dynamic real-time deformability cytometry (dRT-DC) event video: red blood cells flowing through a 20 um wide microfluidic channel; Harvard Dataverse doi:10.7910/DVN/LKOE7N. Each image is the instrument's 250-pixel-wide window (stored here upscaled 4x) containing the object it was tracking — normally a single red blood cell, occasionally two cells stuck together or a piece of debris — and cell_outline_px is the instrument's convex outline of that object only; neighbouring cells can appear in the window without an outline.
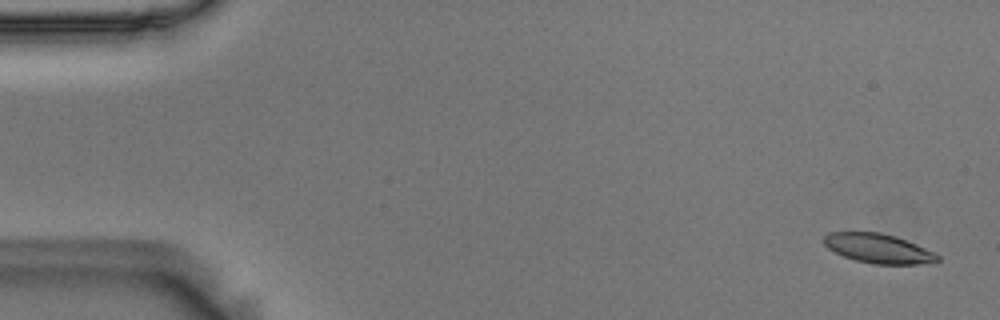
{"species": "Egyptian fruit bat (a non-hibernating species)", "species_latin": "Rousettus aegyptiacus", "temperature_condition": "room temperature", "stored_images_in_passage": 57, "camera_frame_rate_fps": 3000, "um_per_image_px": 0.085, "animal": {"sex": "male"}, "frame": {"image": 1, "passage_image": 3, "time_ms": 0.667, "image_size_px": [1000, 320], "cell_outline_px": [[940, 260], [936, 264], [872, 264], [856, 260], [844, 256], [828, 248], [824, 244], [824, 236], [828, 232], [880, 232], [896, 236], [936, 252], [940, 256]], "centroid_in_image_um": [74.73, 21.13], "position_along_channel_um": 10.3, "area_um2": 19.71}}
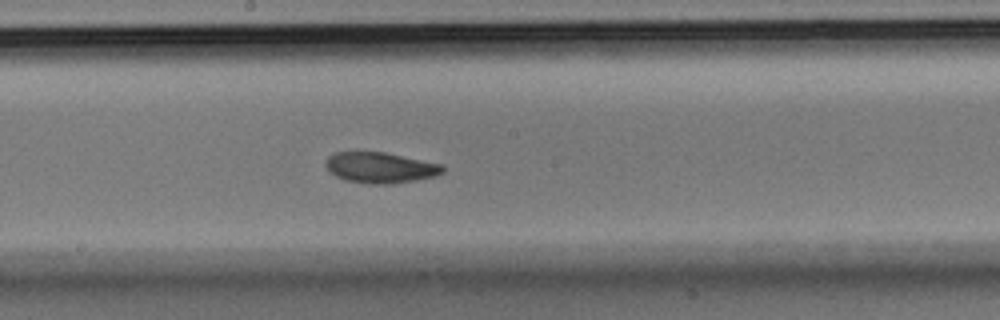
{"frame": {"image": 2, "passage_image": 31, "time_ms": 10.0, "image_size_px": [1000, 320], "cell_outline_px": [[444, 172], [436, 176], [416, 180], [392, 184], [368, 184], [344, 180], [328, 172], [324, 164], [328, 156], [336, 152], [384, 152], [444, 164]], "centroid_in_image_um": [32.32, 14.25], "position_along_channel_um": 215.9, "area_um2": 21.27}}
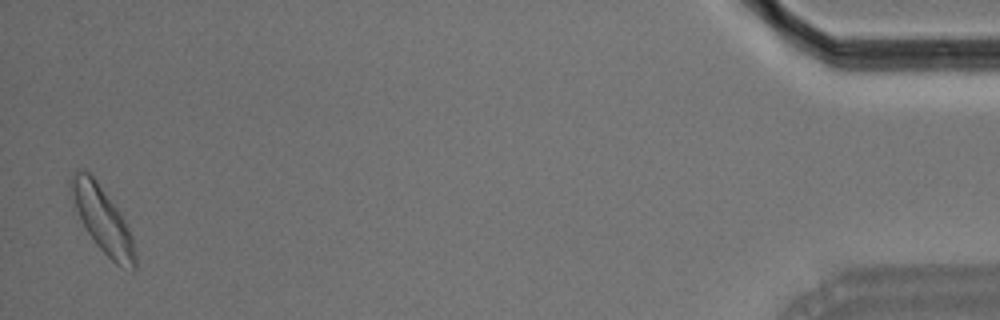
{"frame": {"image": 3, "passage_image": 56, "time_ms": 18.333, "image_size_px": [1000, 320], "cell_outline_px": [[136, 268], [132, 272], [120, 268], [96, 244], [88, 232], [76, 208], [68, 184], [68, 180], [72, 172], [76, 168], [84, 168], [96, 180], [120, 212], [132, 236], [136, 256]], "centroid_in_image_um": [8.72, 18.65], "position_along_channel_um": 426.5, "area_um2": 24.45}, "authors_computed_cell_mechanics": {"area_um2": 20.9814, "velocity_mm_per_s": 3.5915, "shape_relaxation_time_tau1_ms": 3.9961, "shape_relaxation_time_tau2_ms": 3.1783, "deformation_change_tau1": 0.1203, "deformation_change_tau2": 0.0956}}